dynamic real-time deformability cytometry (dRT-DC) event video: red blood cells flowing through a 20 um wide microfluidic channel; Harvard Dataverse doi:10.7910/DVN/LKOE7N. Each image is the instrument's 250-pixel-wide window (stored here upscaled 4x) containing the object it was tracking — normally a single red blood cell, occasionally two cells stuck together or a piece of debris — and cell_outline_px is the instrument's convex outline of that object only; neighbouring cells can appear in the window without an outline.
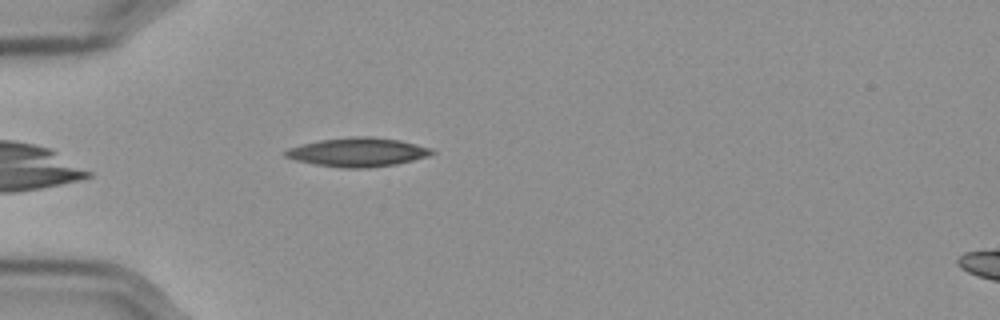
{"species": "Egyptian fruit bat (a non-hibernating species)", "species_latin": "Rousettus aegyptiacus", "temperature_condition": "cold", "stored_images_in_passage": 43, "camera_frame_rate_fps": 3000, "um_per_image_px": 0.085, "frame": {"image": 1, "passage_image": 3, "time_ms": 0.667, "image_size_px": [1000, 320], "cell_outline_px": [[436, 152], [428, 156], [396, 164], [364, 168], [344, 168], [316, 164], [296, 160], [284, 156], [284, 152], [288, 148], [320, 140], [352, 136], [372, 136], [400, 140], [432, 148]], "centroid_in_image_um": [30.44, 12.92], "position_along_channel_um": 54.6, "area_um2": 24.51}}
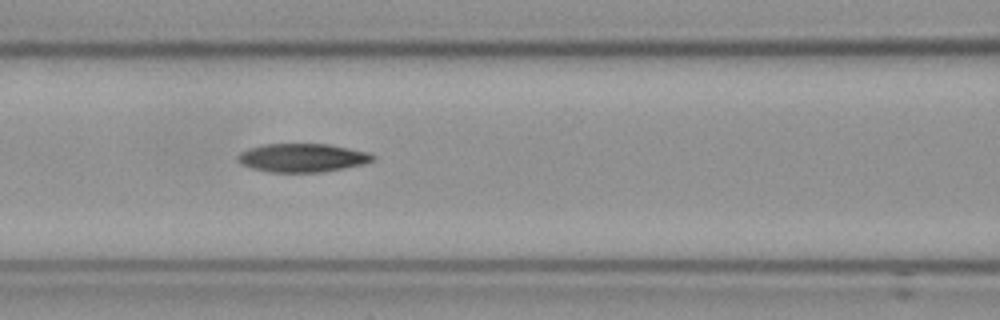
{"frame": {"image": 2, "passage_image": 11, "time_ms": 3.333, "image_size_px": [1000, 320], "cell_outline_px": [[376, 160], [364, 164], [320, 172], [268, 172], [252, 168], [240, 164], [236, 160], [236, 156], [240, 152], [248, 148], [264, 144], [328, 144], [368, 152], [376, 156]], "centroid_in_image_um": [25.67, 13.41], "position_along_channel_um": 140.9, "area_um2": 22.54}}
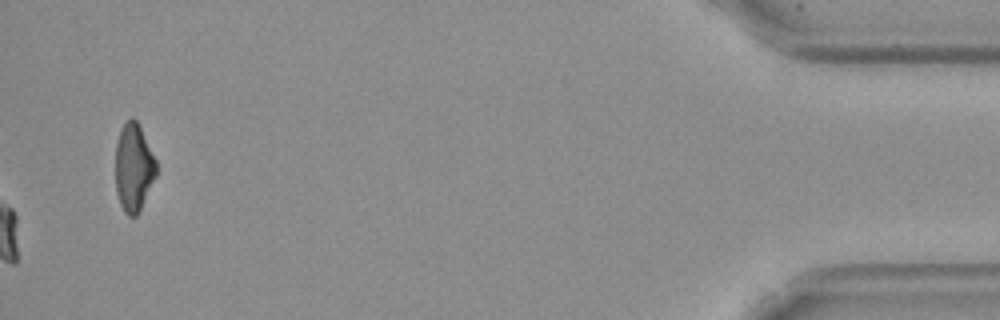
{"frame": {"image": 3, "passage_image": 41, "time_ms": 13.333, "image_size_px": [1000, 320], "cell_outline_px": [[156, 176], [136, 216], [128, 216], [124, 212], [120, 204], [116, 192], [116, 144], [120, 132], [124, 124], [132, 116], [136, 120], [156, 160]], "centroid_in_image_um": [11.35, 14.26], "position_along_channel_um": 423.9, "area_um2": 20.46}, "authors_computed_cell_mechanics": {"area_um2": 22.4842, "velocity_mm_per_s": 3.6006, "shape_relaxation_time_tau1_ms": 9.9583, "shape_relaxation_time_tau2_ms": 6.0217, "deformation_change_tau1": 0.2425, "deformation_change_tau2": 0.1342}}